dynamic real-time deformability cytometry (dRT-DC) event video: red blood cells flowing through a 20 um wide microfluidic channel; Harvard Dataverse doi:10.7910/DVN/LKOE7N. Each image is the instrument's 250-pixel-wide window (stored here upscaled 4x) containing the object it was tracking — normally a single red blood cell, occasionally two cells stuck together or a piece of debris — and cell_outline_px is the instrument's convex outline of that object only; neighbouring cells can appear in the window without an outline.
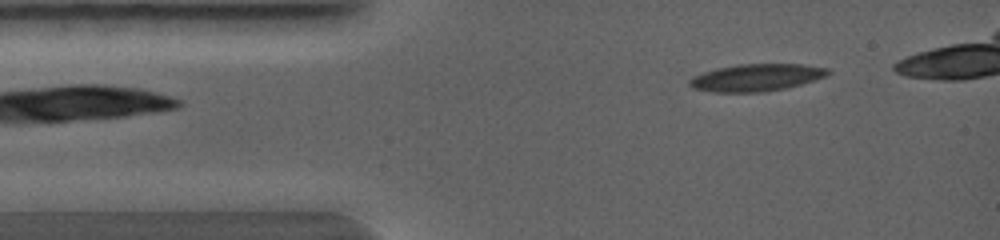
{"species": "common noctule bat (a hibernating species)", "species_latin": "Nyctalus noctula", "temperature_condition": "warm", "stored_images_in_passage": 6, "camera_frame_rate_fps": 5000, "um_per_image_px": 0.085, "animal": {"sex": "female", "body_mass_g": 19.0, "forearm_length_mm": 56.7}, "frame": {"image": 1, "passage_image": 1, "time_ms": 0.0, "image_size_px": [1000, 240], "cell_outline_px": [[832, 72], [824, 76], [800, 84], [784, 88], [764, 92], [712, 92], [692, 88], [688, 84], [688, 80], [692, 76], [716, 68], [736, 64], [800, 64], [828, 68]], "centroid_in_image_um": [64.23, 6.59], "position_along_channel_um": 20.8, "area_um2": 21.91}}
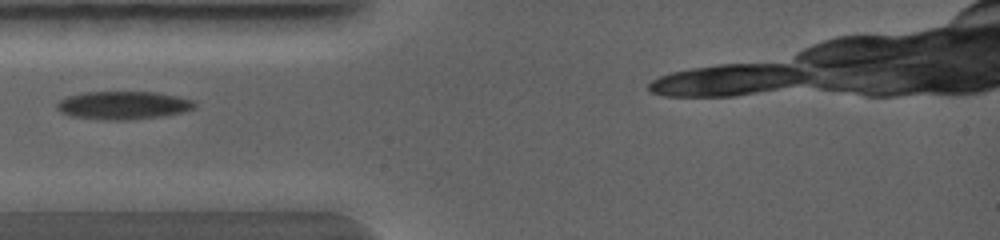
{"frame": {"image": 2, "passage_image": 4, "time_ms": 1.4, "image_size_px": [1000, 240], "cell_outline_px": [[196, 108], [184, 112], [164, 116], [128, 120], [100, 120], [68, 116], [60, 112], [56, 108], [56, 104], [60, 100], [68, 96], [84, 92], [156, 92], [176, 96], [192, 100], [196, 104]], "centroid_in_image_um": [10.46, 8.96], "position_along_channel_um": 74.5, "area_um2": 22.83}}